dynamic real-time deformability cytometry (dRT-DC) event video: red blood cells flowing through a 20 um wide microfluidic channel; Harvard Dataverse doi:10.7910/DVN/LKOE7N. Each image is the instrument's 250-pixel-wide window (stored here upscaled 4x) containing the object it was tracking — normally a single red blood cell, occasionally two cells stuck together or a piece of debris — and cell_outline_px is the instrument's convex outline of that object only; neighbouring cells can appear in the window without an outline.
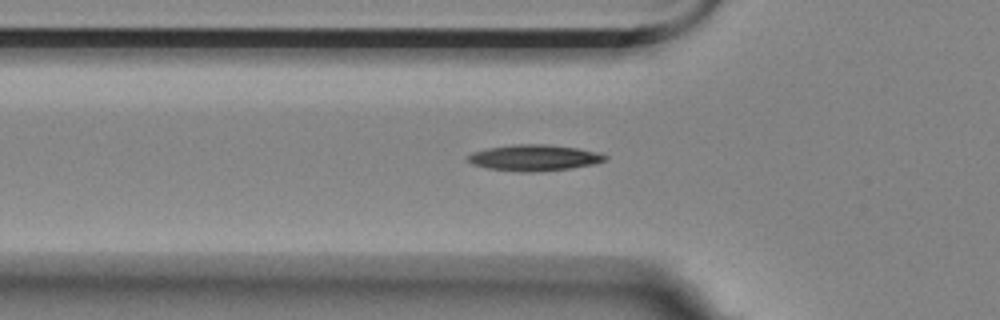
{"species": "Egyptian fruit bat (a non-hibernating species)", "species_latin": "Rousettus aegyptiacus", "temperature_condition": "room temperature", "stored_images_in_passage": 33, "camera_frame_rate_fps": 3000, "um_per_image_px": 0.085, "animal": {"sex": "female"}, "frame": {"image": 1, "passage_image": 8, "time_ms": 2.333, "image_size_px": [1000, 320], "cell_outline_px": [[608, 156], [604, 160], [592, 164], [572, 168], [528, 172], [488, 168], [472, 164], [468, 160], [468, 156], [472, 152], [488, 148], [516, 144], [544, 144], [576, 148], [596, 152]], "centroid_in_image_um": [45.38, 13.4], "position_along_channel_um": 80.4, "area_um2": 20.4}}
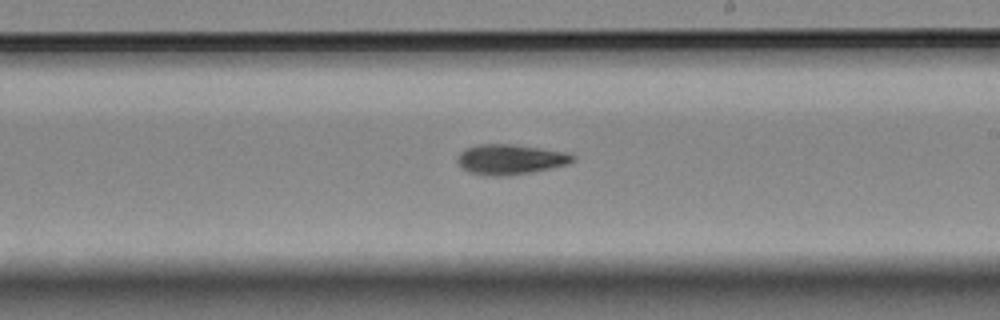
{"frame": {"image": 2, "passage_image": 22, "time_ms": 7.0, "image_size_px": [1000, 320], "cell_outline_px": [[576, 160], [568, 164], [552, 168], [532, 172], [508, 176], [488, 176], [468, 172], [460, 168], [456, 160], [456, 156], [464, 148], [476, 144], [512, 144], [564, 152], [576, 156]], "centroid_in_image_um": [43.32, 13.56], "position_along_channel_um": 245.7, "area_um2": 20.58}}
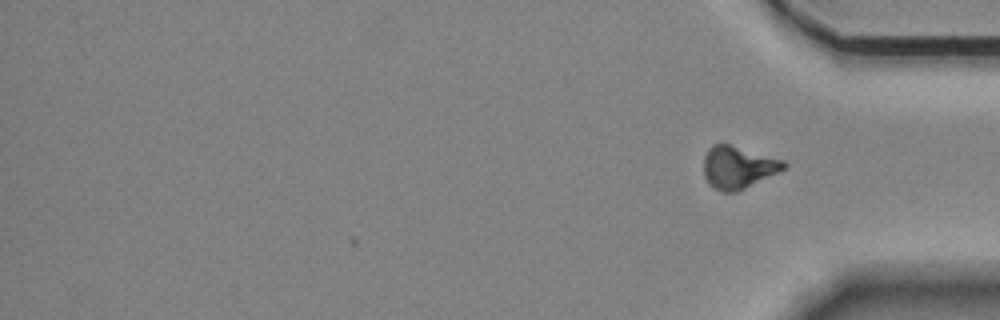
{"frame": {"image": 3, "passage_image": 33, "time_ms": 10.667, "image_size_px": [1000, 320], "cell_outline_px": [[788, 168], [736, 192], [724, 192], [708, 184], [704, 176], [704, 156], [708, 148], [712, 144], [728, 144], [784, 160], [788, 164]], "centroid_in_image_um": [62.75, 14.22], "position_along_channel_um": 372.5, "area_um2": 19.77}, "authors_computed_cell_mechanics": {"area_um2": 19.363, "velocity_mm_per_s": 3.5206, "shape_relaxation_time_tau1_ms": 6.5586, "shape_relaxation_time_tau2_ms": null, "deformation_change_tau1": 0.168, "deformation_change_tau2": null}}